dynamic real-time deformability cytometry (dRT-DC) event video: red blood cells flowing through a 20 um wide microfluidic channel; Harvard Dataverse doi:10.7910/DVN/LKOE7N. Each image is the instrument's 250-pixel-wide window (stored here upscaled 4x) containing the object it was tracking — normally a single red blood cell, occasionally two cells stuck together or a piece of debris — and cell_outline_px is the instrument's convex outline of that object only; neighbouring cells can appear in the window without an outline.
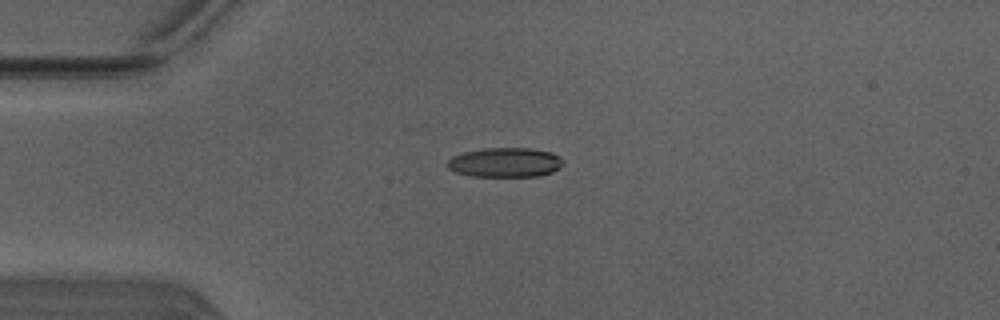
{"species": "Egyptian fruit bat (a non-hibernating species)", "species_latin": "Rousettus aegyptiacus", "temperature_condition": "warm", "stored_images_in_passage": 39, "camera_frame_rate_fps": 3000, "um_per_image_px": 0.085, "animal": {"sex": "male"}, "frame": {"image": 1, "passage_image": 1, "time_ms": 0.0, "image_size_px": [1000, 320], "cell_outline_px": [[564, 164], [560, 168], [552, 172], [540, 176], [472, 176], [456, 172], [448, 168], [448, 160], [452, 156], [464, 152], [484, 148], [528, 148], [552, 152], [560, 156], [564, 160]], "centroid_in_image_um": [42.98, 13.8], "position_along_channel_um": 42.0, "area_um2": 20.0}}
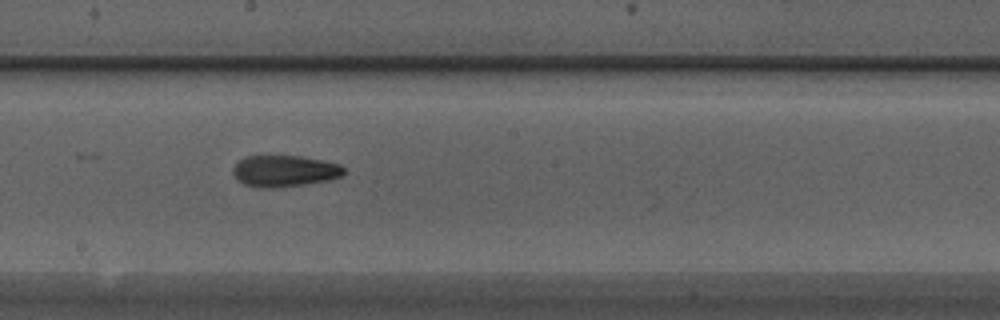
{"frame": {"image": 2, "passage_image": 16, "time_ms": 5.0, "image_size_px": [1000, 320], "cell_outline_px": [[348, 172], [340, 176], [328, 180], [304, 184], [276, 188], [256, 188], [244, 184], [236, 180], [232, 172], [232, 168], [244, 156], [300, 156], [340, 164]], "centroid_in_image_um": [24.15, 14.55], "position_along_channel_um": 224.1, "area_um2": 20.46}}
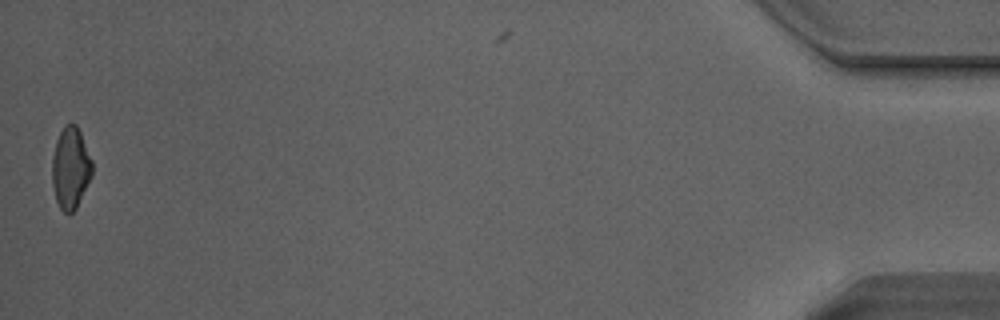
{"frame": {"image": 3, "passage_image": 38, "time_ms": 12.333, "image_size_px": [1000, 320], "cell_outline_px": [[92, 176], [76, 208], [72, 212], [64, 212], [60, 208], [56, 200], [52, 184], [52, 156], [56, 140], [64, 124], [76, 124], [80, 132], [92, 160]], "centroid_in_image_um": [5.99, 14.27], "position_along_channel_um": 429.2, "area_um2": 19.02}, "authors_computed_cell_mechanics": {"area_um2": 20.23, "velocity_mm_per_s": 4.1426, "shape_relaxation_time_tau1_ms": 5.7123, "shape_relaxation_time_tau2_ms": 2.7236, "deformation_change_tau1": 0.1453, "deformation_change_tau2": 0.1036}}